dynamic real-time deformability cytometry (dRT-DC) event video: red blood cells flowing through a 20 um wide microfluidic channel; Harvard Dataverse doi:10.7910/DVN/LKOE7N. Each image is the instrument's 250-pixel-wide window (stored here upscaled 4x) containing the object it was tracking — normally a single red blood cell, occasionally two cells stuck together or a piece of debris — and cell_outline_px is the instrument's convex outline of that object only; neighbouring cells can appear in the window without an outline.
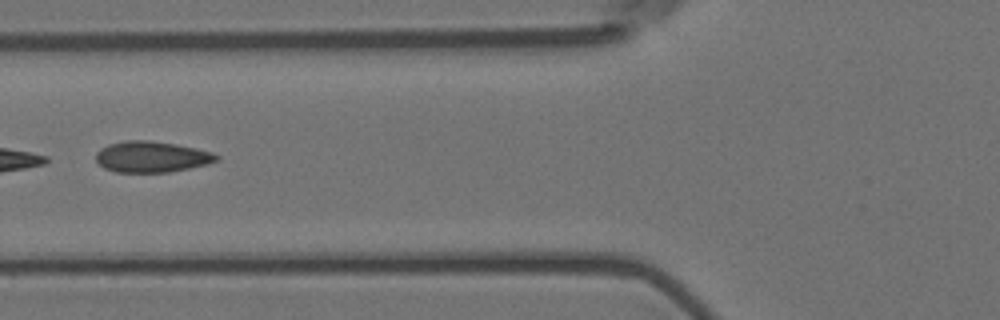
{"species": "Egyptian fruit bat (a non-hibernating species)", "species_latin": "Rousettus aegyptiacus", "temperature_condition": "room temperature", "stored_images_in_passage": 14, "camera_frame_rate_fps": 3000, "um_per_image_px": 0.085, "animal": {"sex": "female"}, "frame": {"image": 1, "passage_image": 5, "time_ms": 1.333, "image_size_px": [1000, 320], "cell_outline_px": [[220, 160], [208, 164], [168, 172], [116, 172], [104, 168], [96, 160], [96, 152], [100, 148], [108, 144], [128, 140], [148, 140], [176, 144], [196, 148], [212, 152], [220, 156]], "centroid_in_image_um": [12.9, 13.32], "position_along_channel_um": 112.9, "area_um2": 21.85}}
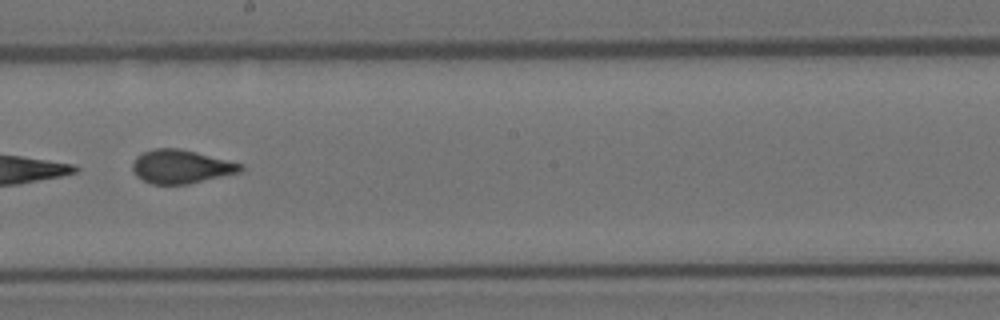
{"frame": {"image": 2, "passage_image": 8, "time_ms": 2.333, "image_size_px": [1000, 320], "cell_outline_px": [[244, 168], [240, 172], [188, 184], [152, 184], [136, 176], [132, 168], [132, 160], [136, 156], [152, 148], [180, 148], [244, 164]], "centroid_in_image_um": [15.38, 14.15], "position_along_channel_um": 232.8, "area_um2": 21.21}}
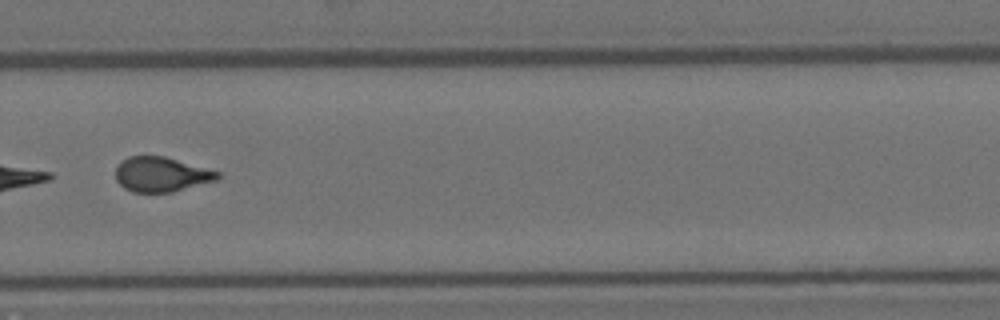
{"frame": {"image": 3, "passage_image": 10, "time_ms": 3.0, "image_size_px": [1000, 320], "cell_outline_px": [[220, 176], [216, 180], [172, 192], [132, 192], [124, 188], [116, 180], [116, 168], [120, 160], [128, 156], [164, 156], [220, 172]], "centroid_in_image_um": [13.67, 14.82], "position_along_channel_um": 316.1, "area_um2": 20.58}}